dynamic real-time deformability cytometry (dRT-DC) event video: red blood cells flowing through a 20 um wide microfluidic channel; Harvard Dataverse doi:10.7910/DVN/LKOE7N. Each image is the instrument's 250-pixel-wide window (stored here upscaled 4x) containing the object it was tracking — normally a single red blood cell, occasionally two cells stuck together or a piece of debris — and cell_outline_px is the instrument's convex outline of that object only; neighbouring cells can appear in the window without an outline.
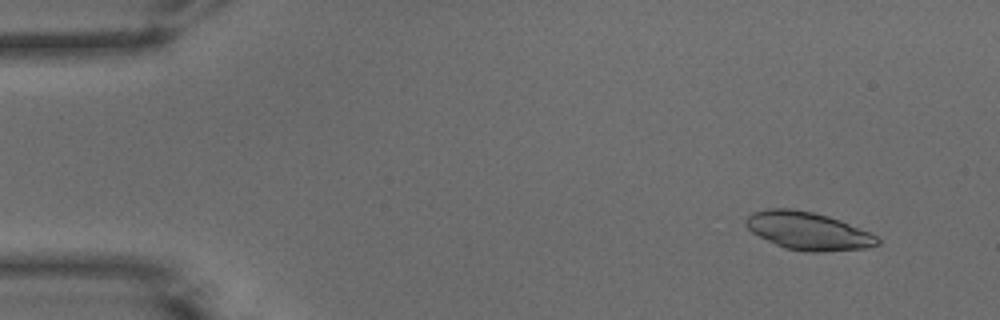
{"species": "common noctule bat (a hibernating species)", "species_latin": "Nyctalus noctula", "temperature_condition": "warm", "stored_images_in_passage": 30, "camera_frame_rate_fps": 3000, "um_per_image_px": 0.085, "animal": {"sex": "male", "body_mass_g": 15.6}, "frame": {"image": 1, "passage_image": 5, "time_ms": 1.333, "image_size_px": [1000, 320], "cell_outline_px": [[880, 244], [868, 248], [820, 252], [808, 252], [784, 248], [752, 232], [744, 224], [744, 220], [752, 212], [764, 208], [792, 208], [812, 212], [828, 216], [840, 220], [868, 232], [876, 236], [880, 240]], "centroid_in_image_um": [68.66, 19.62], "position_along_channel_um": 16.3, "area_um2": 29.02}}
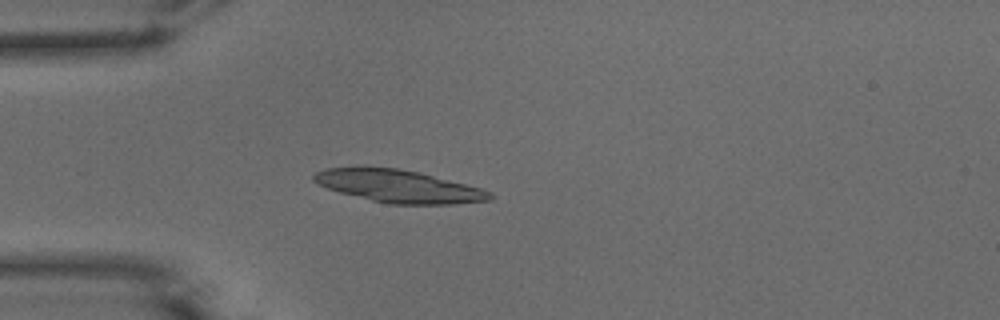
{"frame": {"image": 2, "passage_image": 15, "time_ms": 4.667, "image_size_px": [1000, 320], "cell_outline_px": [[496, 196], [488, 200], [452, 204], [388, 204], [340, 192], [328, 188], [312, 180], [312, 176], [316, 172], [328, 168], [360, 164], [364, 164], [396, 168], [420, 172], [480, 188], [492, 192]], "centroid_in_image_um": [33.83, 15.79], "position_along_channel_um": 51.2, "area_um2": 33.87}}
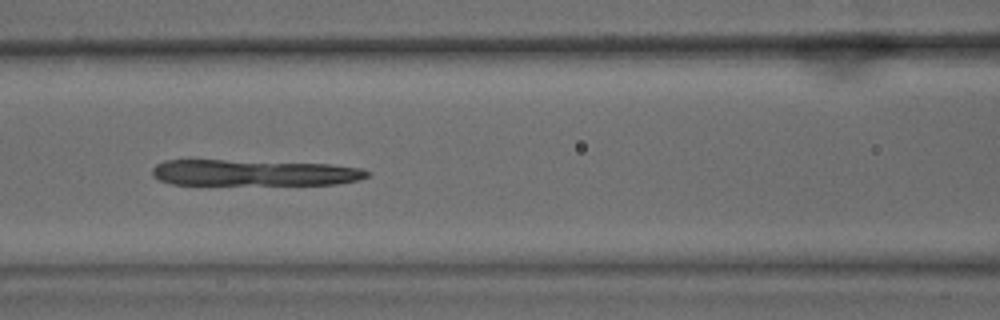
{"frame": {"image": 3, "passage_image": 23, "time_ms": 7.333, "image_size_px": [1000, 320], "cell_outline_px": [[372, 172], [368, 176], [360, 180], [336, 184], [172, 184], [160, 180], [152, 176], [152, 168], [156, 164], [164, 160], [224, 160], [328, 164], [360, 168]], "centroid_in_image_um": [21.57, 14.68], "position_along_channel_um": 145.0, "area_um2": 32.6}}